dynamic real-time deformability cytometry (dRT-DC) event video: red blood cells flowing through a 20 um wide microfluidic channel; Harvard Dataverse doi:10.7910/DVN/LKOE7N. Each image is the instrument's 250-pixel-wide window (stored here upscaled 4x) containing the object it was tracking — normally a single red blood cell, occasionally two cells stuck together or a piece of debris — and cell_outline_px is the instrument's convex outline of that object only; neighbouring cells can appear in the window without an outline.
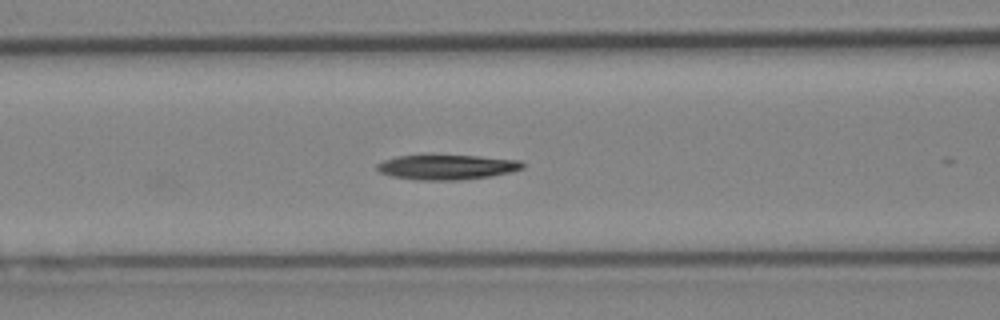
{"species": "Egyptian fruit bat (a non-hibernating species)", "species_latin": "Rousettus aegyptiacus", "temperature_condition": "cold", "stored_images_in_passage": 6, "camera_frame_rate_fps": 3000, "um_per_image_px": 0.085, "animal": {"sex": "female"}, "frame": {"image": 1, "passage_image": 6, "time_ms": 1.667, "image_size_px": [1000, 320], "cell_outline_px": [[524, 168], [512, 172], [492, 176], [460, 180], [420, 180], [392, 176], [380, 172], [376, 168], [376, 164], [384, 160], [396, 156], [424, 152], [432, 152], [480, 156], [520, 160], [524, 164]], "centroid_in_image_um": [37.96, 14.15], "position_along_channel_um": 128.6, "area_um2": 22.31}}